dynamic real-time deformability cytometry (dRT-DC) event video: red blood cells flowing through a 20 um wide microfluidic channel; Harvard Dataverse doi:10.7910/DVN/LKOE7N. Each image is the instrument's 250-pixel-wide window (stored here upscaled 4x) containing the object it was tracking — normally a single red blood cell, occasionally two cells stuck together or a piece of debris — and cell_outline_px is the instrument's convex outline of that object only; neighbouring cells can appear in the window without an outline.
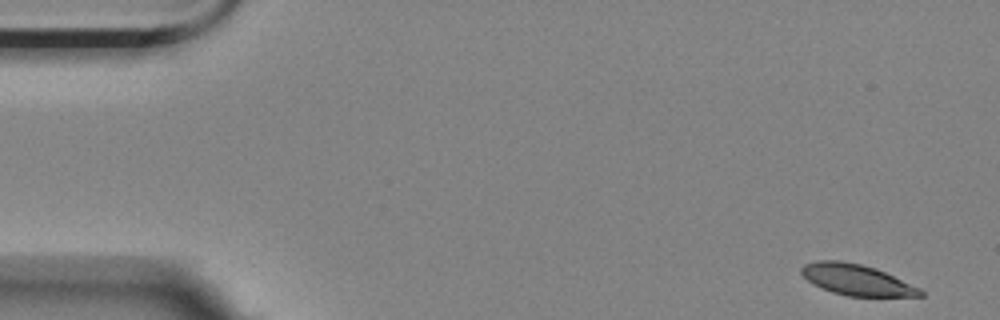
{"species": "Egyptian fruit bat (a non-hibernating species)", "species_latin": "Rousettus aegyptiacus", "temperature_condition": "room temperature", "stored_images_in_passage": 5, "camera_frame_rate_fps": 3000, "um_per_image_px": 0.085, "animal": {"sex": "female"}, "frame": {"image": 1, "passage_image": 1, "time_ms": 0.0, "image_size_px": [1000, 320], "cell_outline_px": [[924, 296], [848, 296], [832, 292], [820, 288], [812, 284], [800, 272], [800, 268], [804, 264], [816, 260], [840, 260], [860, 264], [876, 268], [920, 288], [924, 292]], "centroid_in_image_um": [72.78, 23.78], "position_along_channel_um": 12.2, "area_um2": 21.44}}
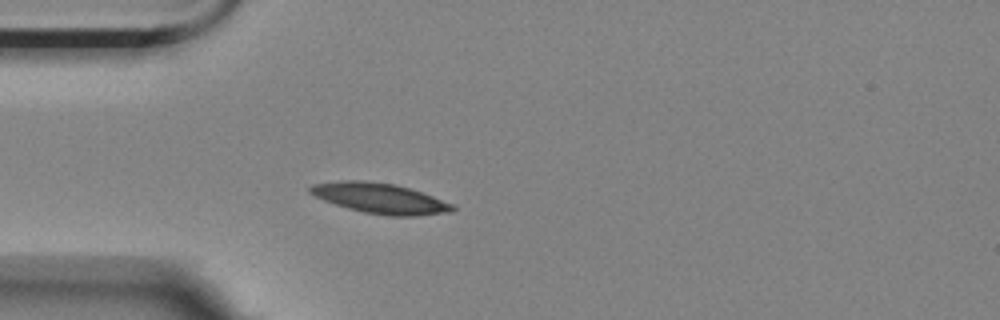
{"frame": {"image": 2, "passage_image": 5, "time_ms": 1.333, "image_size_px": [1000, 320], "cell_outline_px": [[456, 208], [452, 212], [416, 216], [388, 216], [364, 212], [348, 208], [324, 200], [308, 192], [308, 188], [312, 184], [344, 180], [364, 180], [396, 184], [432, 196], [452, 204]], "centroid_in_image_um": [32.29, 16.85], "position_along_channel_um": 52.7, "area_um2": 25.03}}